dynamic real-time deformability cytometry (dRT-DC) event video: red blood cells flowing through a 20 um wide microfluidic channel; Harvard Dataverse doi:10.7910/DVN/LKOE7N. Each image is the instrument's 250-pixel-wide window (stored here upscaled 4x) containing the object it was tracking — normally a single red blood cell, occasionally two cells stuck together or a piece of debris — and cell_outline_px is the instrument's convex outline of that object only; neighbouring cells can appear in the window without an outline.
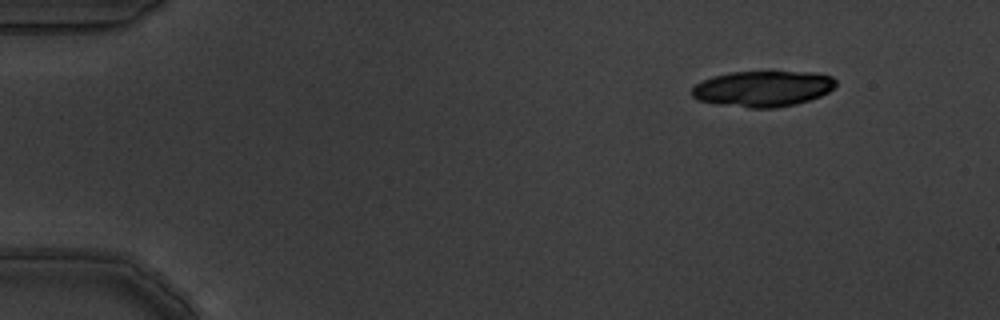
{"species": "common noctule bat (a hibernating species)", "species_latin": "Nyctalus noctula", "temperature_condition": "warm", "stored_images_in_passage": 4, "camera_frame_rate_fps": 3000, "um_per_image_px": 0.085, "animal": {"sex": "male", "body_mass_g": 19.5, "forearm_length_mm": 54.6}, "frame": {"image": 1, "passage_image": 1, "time_ms": 0.0, "image_size_px": [1000, 320], "cell_outline_px": [[836, 84], [828, 92], [820, 96], [796, 104], [776, 108], [748, 108], [716, 104], [696, 100], [692, 96], [692, 88], [696, 84], [712, 76], [732, 72], [768, 68], [772, 68], [816, 72], [832, 76], [836, 80]], "centroid_in_image_um": [64.87, 7.48], "position_along_channel_um": 20.1, "area_um2": 31.44}}